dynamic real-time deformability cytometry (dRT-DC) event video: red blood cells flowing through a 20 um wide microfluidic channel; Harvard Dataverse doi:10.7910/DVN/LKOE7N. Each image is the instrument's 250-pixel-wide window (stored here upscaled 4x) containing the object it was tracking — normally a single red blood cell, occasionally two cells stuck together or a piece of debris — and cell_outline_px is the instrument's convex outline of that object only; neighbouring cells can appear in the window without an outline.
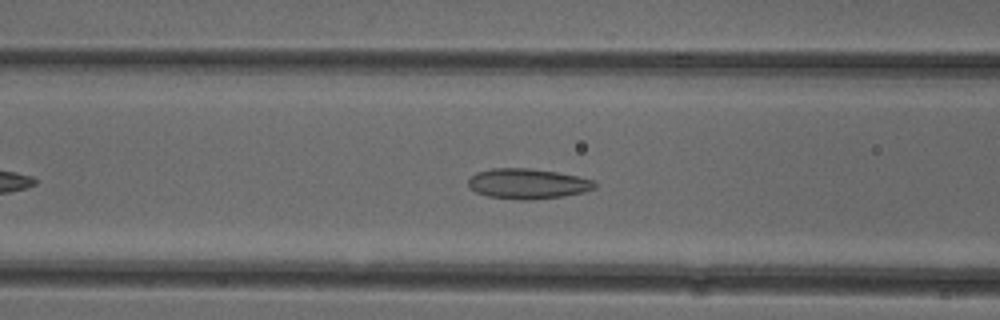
{"species": "common noctule bat (a hibernating species)", "species_latin": "Nyctalus noctula", "temperature_condition": "cold", "stored_images_in_passage": 35, "camera_frame_rate_fps": 3000, "um_per_image_px": 0.085, "animal": {"sex": "female"}, "frame": {"image": 1, "passage_image": 11, "time_ms": 3.333, "image_size_px": [1000, 320], "cell_outline_px": [[596, 188], [584, 192], [564, 196], [528, 200], [520, 200], [488, 196], [476, 192], [468, 184], [468, 180], [476, 172], [492, 168], [528, 168], [556, 172], [596, 180]], "centroid_in_image_um": [44.87, 15.61], "position_along_channel_um": 121.7, "area_um2": 22.25}}
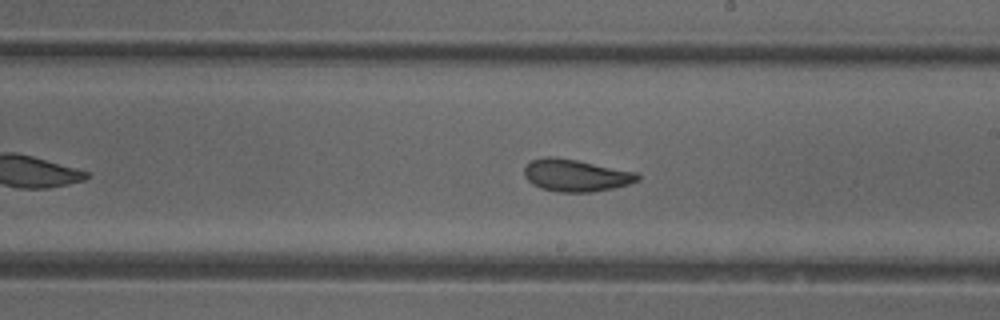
{"frame": {"image": 2, "passage_image": 20, "time_ms": 6.333, "image_size_px": [1000, 320], "cell_outline_px": [[640, 180], [628, 184], [612, 188], [592, 192], [560, 192], [540, 188], [532, 184], [524, 176], [524, 168], [532, 160], [544, 156], [556, 156], [636, 172], [640, 176]], "centroid_in_image_um": [48.92, 14.9], "position_along_channel_um": 240.1, "area_um2": 21.21}}
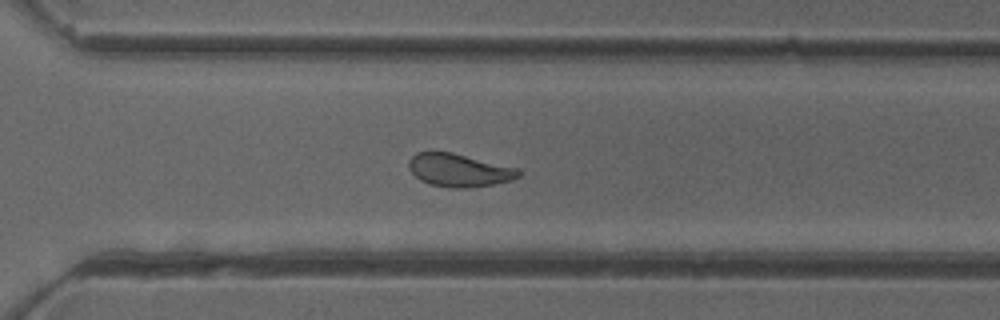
{"frame": {"image": 3, "passage_image": 27, "time_ms": 8.667, "image_size_px": [1000, 320], "cell_outline_px": [[520, 176], [512, 180], [492, 184], [468, 188], [448, 188], [428, 184], [420, 180], [408, 168], [408, 160], [416, 152], [452, 152], [516, 168], [520, 172]], "centroid_in_image_um": [38.97, 14.47], "position_along_channel_um": 331.6, "area_um2": 21.04}, "authors_computed_cell_mechanics": {"area_um2": 21.4438, "velocity_mm_per_s": 3.9404, "shape_relaxation_time_tau1_ms": 8.8802, "shape_relaxation_time_tau2_ms": 1.4371, "deformation_change_tau1": 0.1846, "deformation_change_tau2": 0.066}}